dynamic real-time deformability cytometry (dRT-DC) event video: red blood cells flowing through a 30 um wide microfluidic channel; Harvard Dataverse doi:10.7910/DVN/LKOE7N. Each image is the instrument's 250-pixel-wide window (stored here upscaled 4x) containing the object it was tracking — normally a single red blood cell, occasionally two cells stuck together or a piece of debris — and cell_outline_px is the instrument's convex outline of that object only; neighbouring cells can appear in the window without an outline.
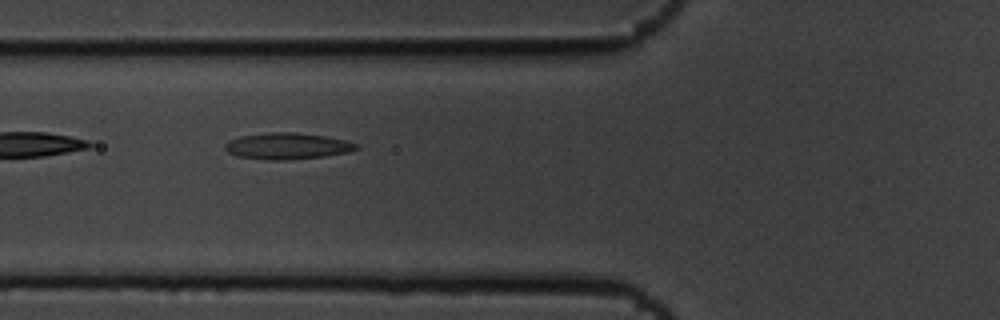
{"species": "common noctule bat (a hibernating species)", "species_latin": "Nyctalus noctula", "temperature_condition": "cold", "stored_images_in_passage": 12, "camera_frame_rate_fps": 3000, "um_per_image_px": 0.085, "animal": {"sex": "male", "body_mass_g": 19.5, "forearm_length_mm": 54.6}, "frame": {"image": 1, "passage_image": 3, "time_ms": 0.667, "image_size_px": [1000, 320], "cell_outline_px": [[360, 148], [348, 152], [324, 156], [288, 160], [268, 160], [236, 156], [228, 152], [224, 148], [224, 144], [228, 140], [240, 136], [272, 132], [296, 132], [324, 136], [344, 140], [360, 144]], "centroid_in_image_um": [24.41, 12.41], "position_along_channel_um": 101.4, "area_um2": 20.29}}
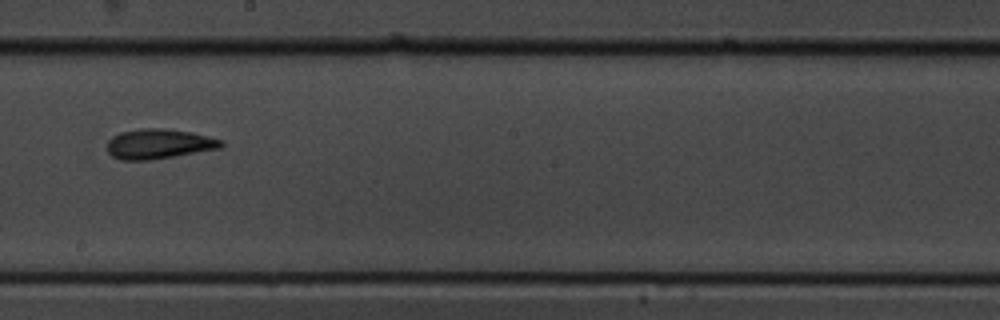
{"frame": {"image": 2, "passage_image": 6, "time_ms": 1.667, "image_size_px": [1000, 320], "cell_outline_px": [[224, 144], [220, 148], [148, 160], [120, 160], [112, 156], [108, 152], [108, 140], [112, 136], [120, 132], [140, 128], [164, 128], [192, 132], [224, 140]], "centroid_in_image_um": [13.49, 12.22], "position_along_channel_um": 234.7, "area_um2": 19.83}}
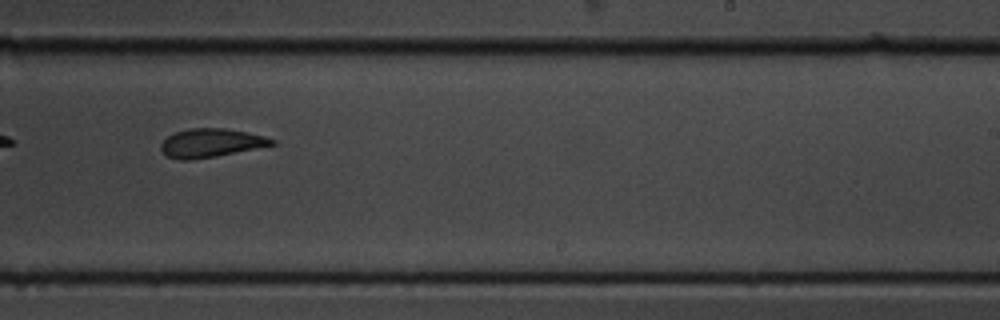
{"frame": {"image": 3, "passage_image": 7, "time_ms": 2.0, "image_size_px": [1000, 320], "cell_outline_px": [[276, 144], [216, 156], [188, 160], [180, 160], [168, 156], [160, 148], [160, 144], [168, 136], [176, 132], [188, 128], [224, 128], [264, 136], [276, 140]], "centroid_in_image_um": [17.91, 12.15], "position_along_channel_um": 271.1, "area_um2": 18.21}}